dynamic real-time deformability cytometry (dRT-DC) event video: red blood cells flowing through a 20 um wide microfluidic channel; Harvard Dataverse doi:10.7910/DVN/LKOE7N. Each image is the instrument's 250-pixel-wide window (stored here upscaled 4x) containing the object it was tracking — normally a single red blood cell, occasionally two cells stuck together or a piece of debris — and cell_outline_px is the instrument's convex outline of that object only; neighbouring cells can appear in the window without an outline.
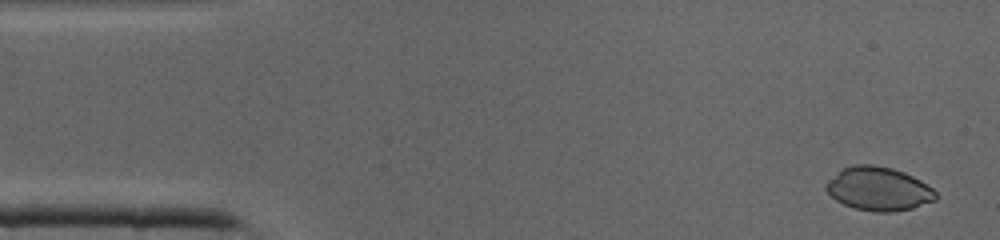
{"species": "common noctule bat (a hibernating species)", "species_latin": "Nyctalus noctula", "temperature_condition": "cold", "stored_images_in_passage": 40, "camera_frame_rate_fps": 3000, "um_per_image_px": 0.085, "animal": {"sex": "male", "body_mass_g": 19.0, "forearm_length_mm": 50.8}, "frame": {"image": 1, "passage_image": 1, "time_ms": 0.0, "image_size_px": [1000, 240], "cell_outline_px": [[936, 200], [912, 208], [892, 212], [876, 212], [856, 208], [844, 204], [836, 200], [824, 188], [824, 184], [828, 180], [844, 168], [856, 164], [872, 164], [892, 168], [904, 172], [920, 180], [932, 188], [936, 192]], "centroid_in_image_um": [74.68, 16.05], "position_along_channel_um": 10.3, "area_um2": 27.69}}
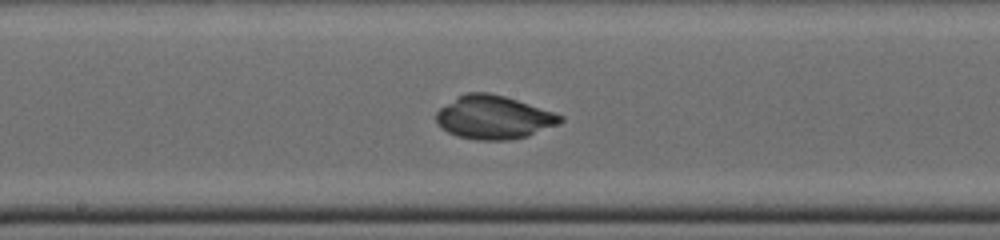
{"frame": {"image": 2, "passage_image": 20, "time_ms": 6.333, "image_size_px": [1000, 240], "cell_outline_px": [[564, 120], [556, 124], [528, 136], [512, 140], [476, 140], [456, 136], [448, 132], [436, 120], [436, 112], [440, 108], [460, 96], [468, 92], [488, 92], [504, 96], [564, 116]], "centroid_in_image_um": [41.96, 9.99], "position_along_channel_um": 206.2, "area_um2": 30.87}}
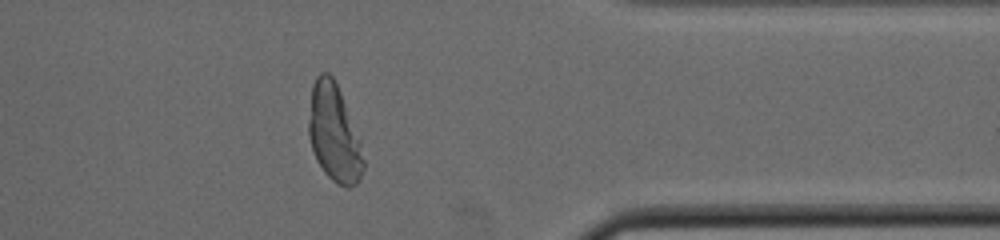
{"frame": {"image": 3, "passage_image": 32, "time_ms": 10.333, "image_size_px": [1000, 240], "cell_outline_px": [[364, 168], [360, 180], [356, 184], [348, 188], [336, 184], [324, 172], [316, 160], [308, 136], [308, 120], [312, 84], [316, 76], [320, 72], [328, 72], [332, 76], [340, 92], [360, 140], [364, 160]], "centroid_in_image_um": [28.38, 11.35], "position_along_channel_um": 383.0, "area_um2": 31.1}}